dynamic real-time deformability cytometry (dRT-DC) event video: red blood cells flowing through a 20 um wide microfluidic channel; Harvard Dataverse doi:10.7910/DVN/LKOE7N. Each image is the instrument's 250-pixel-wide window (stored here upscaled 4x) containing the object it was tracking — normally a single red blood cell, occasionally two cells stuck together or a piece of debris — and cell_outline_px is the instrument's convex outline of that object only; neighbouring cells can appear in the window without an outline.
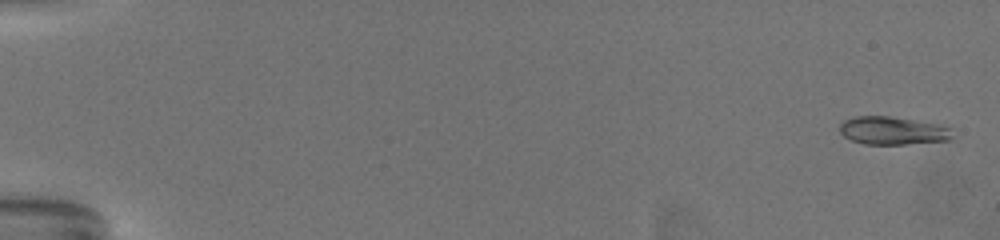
{"species": "common noctule bat (a hibernating species)", "species_latin": "Nyctalus noctula", "temperature_condition": "warm", "stored_images_in_passage": 32, "camera_frame_rate_fps": 3000, "um_per_image_px": 0.085, "animal": {"sex": "female", "body_mass_g": 19.5, "forearm_length_mm": 54.1}, "frame": {"image": 1, "passage_image": 2, "time_ms": 0.333, "image_size_px": [1000, 240], "cell_outline_px": [[948, 140], [904, 144], [864, 144], [852, 140], [844, 136], [840, 132], [840, 124], [844, 120], [856, 116], [888, 116], [936, 124], [948, 128]], "centroid_in_image_um": [75.76, 11.1], "position_along_channel_um": 9.2, "area_um2": 17.8}}
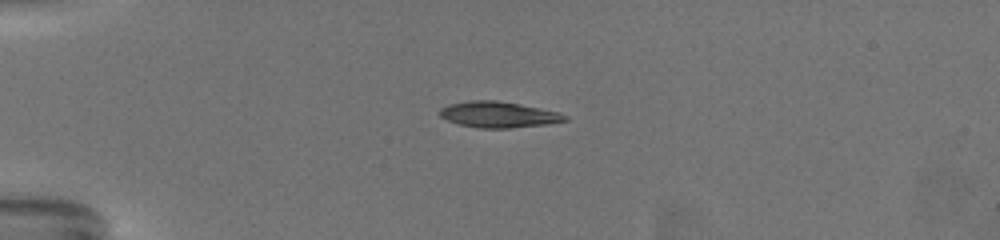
{"frame": {"image": 2, "passage_image": 18, "time_ms": 5.667, "image_size_px": [1000, 240], "cell_outline_px": [[568, 120], [548, 124], [512, 128], [480, 128], [456, 124], [440, 116], [440, 108], [448, 104], [472, 100], [496, 100], [520, 104], [560, 112], [568, 116]], "centroid_in_image_um": [42.38, 9.74], "position_along_channel_um": 42.6, "area_um2": 19.07}}
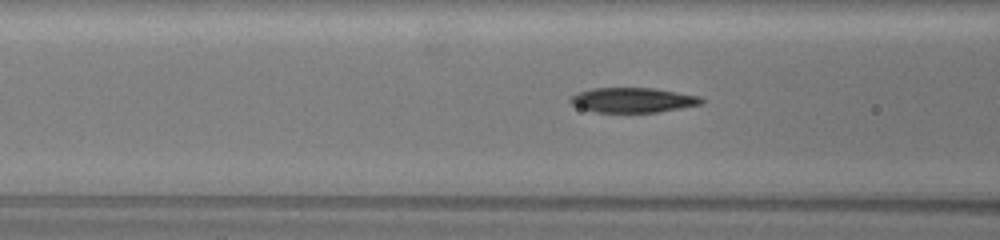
{"frame": {"image": 3, "passage_image": 28, "time_ms": 9.0, "image_size_px": [1000, 240], "cell_outline_px": [[704, 104], [656, 112], [596, 112], [580, 108], [572, 104], [568, 100], [572, 96], [580, 92], [592, 88], [652, 88], [700, 96], [704, 100]], "centroid_in_image_um": [53.8, 8.51], "position_along_channel_um": 112.8, "area_um2": 18.84}}